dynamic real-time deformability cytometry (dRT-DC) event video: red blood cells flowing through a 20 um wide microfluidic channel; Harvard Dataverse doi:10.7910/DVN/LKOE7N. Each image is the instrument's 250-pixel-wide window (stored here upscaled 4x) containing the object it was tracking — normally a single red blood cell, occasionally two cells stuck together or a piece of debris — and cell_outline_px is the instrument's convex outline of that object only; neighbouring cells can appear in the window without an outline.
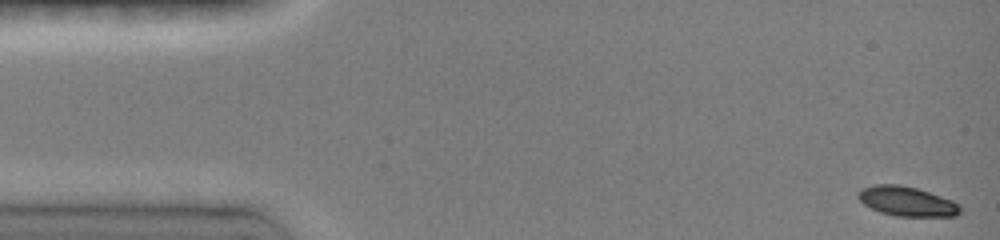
{"species": "common noctule bat (a hibernating species)", "species_latin": "Nyctalus noctula", "temperature_condition": "room temperature", "stored_images_in_passage": 15, "camera_frame_rate_fps": 3000, "um_per_image_px": 0.085, "animal": {"sex": "female", "body_mass_g": 19.0, "forearm_length_mm": 51.5}, "frame": {"image": 1, "passage_image": 1, "time_ms": 0.0, "image_size_px": [1000, 240], "cell_outline_px": [[960, 212], [956, 216], [896, 216], [880, 212], [864, 204], [856, 196], [860, 188], [876, 184], [900, 184], [916, 188], [952, 200], [960, 204]], "centroid_in_image_um": [77.06, 17.1], "position_along_channel_um": 7.9, "area_um2": 17.57}}
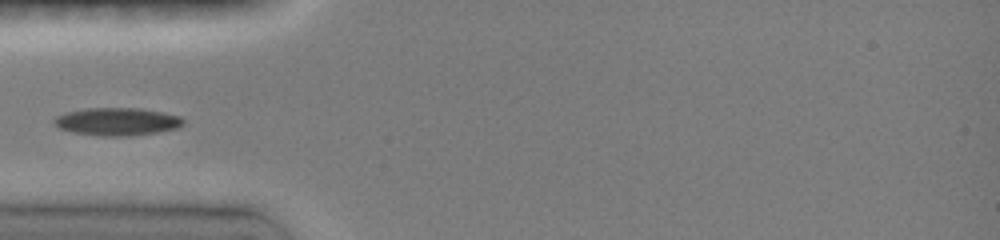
{"frame": {"image": 2, "passage_image": 10, "time_ms": 4.667, "image_size_px": [1000, 240], "cell_outline_px": [[184, 124], [180, 128], [156, 132], [128, 136], [104, 136], [72, 132], [60, 128], [52, 124], [52, 120], [56, 116], [64, 112], [88, 108], [140, 108], [164, 112], [180, 116], [184, 120]], "centroid_in_image_um": [9.95, 10.33], "position_along_channel_um": 75.0, "area_um2": 21.1}}
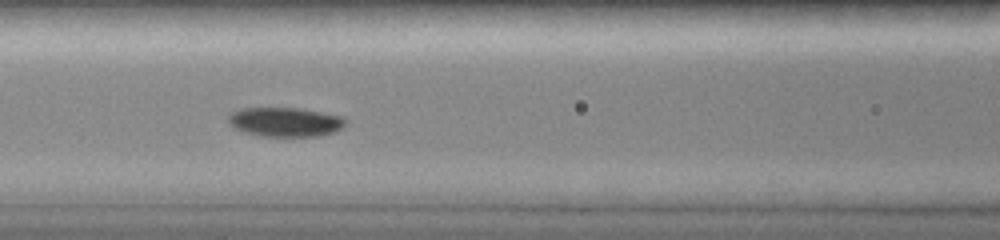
{"frame": {"image": 3, "passage_image": 12, "time_ms": 6.333, "image_size_px": [1000, 240], "cell_outline_px": [[344, 124], [336, 132], [320, 136], [260, 136], [244, 132], [232, 128], [228, 124], [228, 112], [240, 108], [300, 108], [340, 116], [344, 120]], "centroid_in_image_um": [24.14, 10.37], "position_along_channel_um": 142.5, "area_um2": 20.11}}